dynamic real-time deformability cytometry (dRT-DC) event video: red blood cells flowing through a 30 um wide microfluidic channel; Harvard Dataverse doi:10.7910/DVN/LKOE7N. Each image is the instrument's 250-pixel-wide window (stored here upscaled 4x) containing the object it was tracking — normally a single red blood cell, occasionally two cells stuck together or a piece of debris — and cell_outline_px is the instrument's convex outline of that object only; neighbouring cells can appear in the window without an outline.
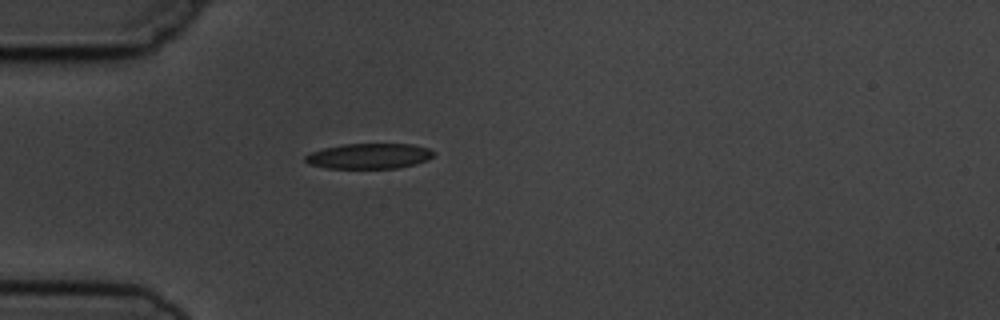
{"species": "common noctule bat (a hibernating species)", "species_latin": "Nyctalus noctula", "temperature_condition": "cold", "stored_images_in_passage": 1, "camera_frame_rate_fps": 3000, "um_per_image_px": 0.085, "animal": {"sex": "male", "body_mass_g": 19.5, "forearm_length_mm": 54.6}, "frame": {"image": 1, "passage_image": 1, "time_ms": 0.0, "image_size_px": [1000, 320], "cell_outline_px": [[436, 152], [428, 160], [416, 164], [396, 168], [328, 168], [308, 164], [304, 160], [304, 156], [312, 152], [324, 148], [344, 144], [412, 144], [428, 148]], "centroid_in_image_um": [31.39, 13.26], "position_along_channel_um": 53.6, "area_um2": 18.96}}